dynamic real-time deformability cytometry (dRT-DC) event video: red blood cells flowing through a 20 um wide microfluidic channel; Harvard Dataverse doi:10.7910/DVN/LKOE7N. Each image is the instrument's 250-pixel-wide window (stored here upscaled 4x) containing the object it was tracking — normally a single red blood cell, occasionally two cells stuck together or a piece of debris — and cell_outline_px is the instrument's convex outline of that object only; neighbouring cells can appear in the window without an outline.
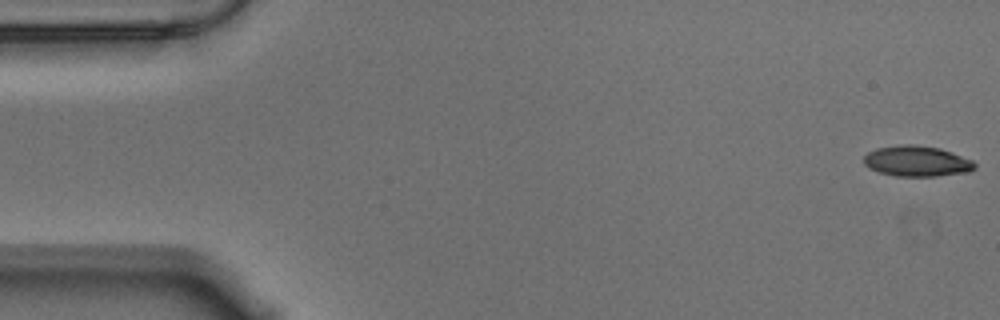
{"species": "Egyptian fruit bat (a non-hibernating species)", "species_latin": "Rousettus aegyptiacus", "temperature_condition": "warm", "stored_images_in_passage": 56, "camera_frame_rate_fps": 3000, "um_per_image_px": 0.085, "animal": {"sex": "male"}, "frame": {"image": 1, "passage_image": 1, "time_ms": 0.0, "image_size_px": [1000, 320], "cell_outline_px": [[976, 168], [968, 172], [936, 176], [896, 176], [880, 172], [868, 168], [864, 164], [864, 156], [868, 152], [876, 148], [900, 144], [912, 144], [940, 148], [952, 152], [972, 160], [976, 164]], "centroid_in_image_um": [77.93, 13.69], "position_along_channel_um": 7.1, "area_um2": 19.88}}
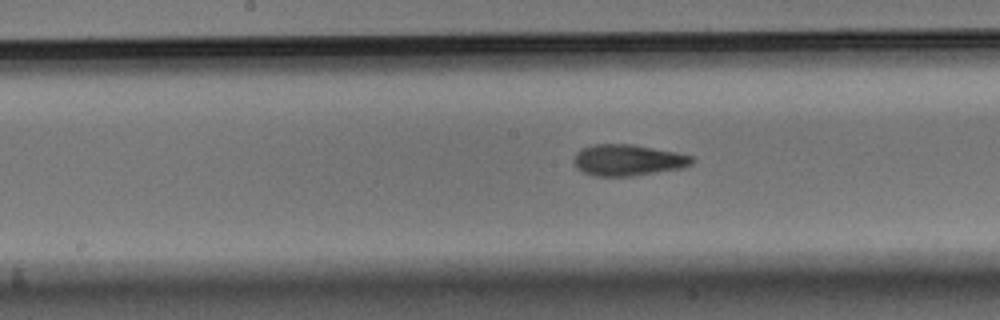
{"frame": {"image": 2, "passage_image": 28, "time_ms": 9.0, "image_size_px": [1000, 320], "cell_outline_px": [[692, 164], [680, 168], [632, 176], [592, 176], [576, 168], [572, 160], [576, 152], [592, 144], [632, 144], [676, 152], [692, 156]], "centroid_in_image_um": [53.31, 13.61], "position_along_channel_um": 194.9, "area_um2": 21.44}}
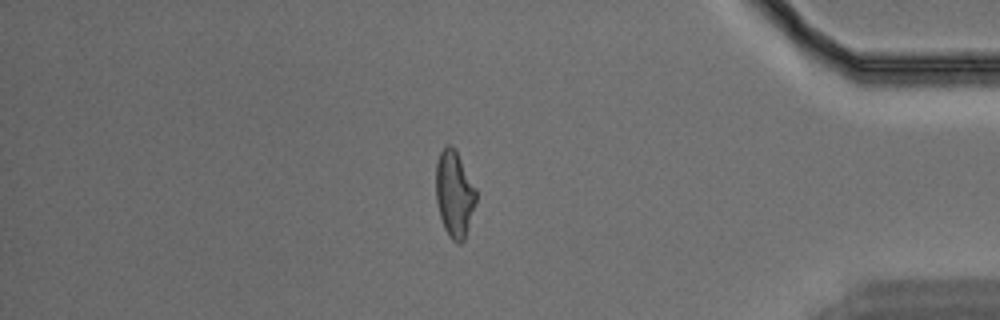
{"frame": {"image": 3, "passage_image": 48, "time_ms": 15.667, "image_size_px": [1000, 320], "cell_outline_px": [[476, 200], [468, 228], [464, 240], [460, 244], [456, 244], [448, 236], [444, 228], [440, 216], [436, 200], [436, 164], [440, 152], [448, 144], [452, 144], [456, 148], [476, 188]], "centroid_in_image_um": [38.62, 16.47], "position_along_channel_um": 396.6, "area_um2": 20.4}, "authors_computed_cell_mechanics": {"area_um2": 20.519, "velocity_mm_per_s": 3.5446, "shape_relaxation_time_tau1_ms": 10.1887, "shape_relaxation_time_tau2_ms": 2.3872, "deformation_change_tau1": 0.2559, "deformation_change_tau2": 0.0952}}